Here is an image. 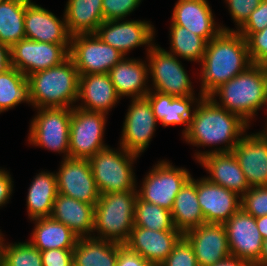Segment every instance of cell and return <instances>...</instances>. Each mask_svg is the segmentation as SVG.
Segmentation results:
<instances>
[{"mask_svg": "<svg viewBox=\"0 0 267 266\" xmlns=\"http://www.w3.org/2000/svg\"><path fill=\"white\" fill-rule=\"evenodd\" d=\"M159 266H198L192 245L183 236Z\"/></svg>", "mask_w": 267, "mask_h": 266, "instance_id": "39", "label": "cell"}, {"mask_svg": "<svg viewBox=\"0 0 267 266\" xmlns=\"http://www.w3.org/2000/svg\"><path fill=\"white\" fill-rule=\"evenodd\" d=\"M192 177L186 168H178L169 161H158L143 178L138 196L146 202L172 210L175 197Z\"/></svg>", "mask_w": 267, "mask_h": 266, "instance_id": "10", "label": "cell"}, {"mask_svg": "<svg viewBox=\"0 0 267 266\" xmlns=\"http://www.w3.org/2000/svg\"><path fill=\"white\" fill-rule=\"evenodd\" d=\"M95 34L126 56L141 45H147L146 51L150 49L154 45L155 28L145 20H110L103 21Z\"/></svg>", "mask_w": 267, "mask_h": 266, "instance_id": "14", "label": "cell"}, {"mask_svg": "<svg viewBox=\"0 0 267 266\" xmlns=\"http://www.w3.org/2000/svg\"><path fill=\"white\" fill-rule=\"evenodd\" d=\"M4 238L0 230V266H2Z\"/></svg>", "mask_w": 267, "mask_h": 266, "instance_id": "51", "label": "cell"}, {"mask_svg": "<svg viewBox=\"0 0 267 266\" xmlns=\"http://www.w3.org/2000/svg\"><path fill=\"white\" fill-rule=\"evenodd\" d=\"M266 80H267V65L265 66ZM267 126V124H266Z\"/></svg>", "mask_w": 267, "mask_h": 266, "instance_id": "52", "label": "cell"}, {"mask_svg": "<svg viewBox=\"0 0 267 266\" xmlns=\"http://www.w3.org/2000/svg\"><path fill=\"white\" fill-rule=\"evenodd\" d=\"M124 57L109 72L117 95L135 98H144L152 89L148 88V63L139 59Z\"/></svg>", "mask_w": 267, "mask_h": 266, "instance_id": "26", "label": "cell"}, {"mask_svg": "<svg viewBox=\"0 0 267 266\" xmlns=\"http://www.w3.org/2000/svg\"><path fill=\"white\" fill-rule=\"evenodd\" d=\"M56 179L60 194L94 206L100 198L88 159L63 158Z\"/></svg>", "mask_w": 267, "mask_h": 266, "instance_id": "15", "label": "cell"}, {"mask_svg": "<svg viewBox=\"0 0 267 266\" xmlns=\"http://www.w3.org/2000/svg\"><path fill=\"white\" fill-rule=\"evenodd\" d=\"M197 162L210 174L205 178L213 184L232 190L240 196L251 188L233 152H213L204 155Z\"/></svg>", "mask_w": 267, "mask_h": 266, "instance_id": "23", "label": "cell"}, {"mask_svg": "<svg viewBox=\"0 0 267 266\" xmlns=\"http://www.w3.org/2000/svg\"><path fill=\"white\" fill-rule=\"evenodd\" d=\"M215 96H219L220 103ZM208 97L249 124L257 111L267 105L265 66L252 64L243 73L221 84Z\"/></svg>", "mask_w": 267, "mask_h": 266, "instance_id": "3", "label": "cell"}, {"mask_svg": "<svg viewBox=\"0 0 267 266\" xmlns=\"http://www.w3.org/2000/svg\"><path fill=\"white\" fill-rule=\"evenodd\" d=\"M31 105L29 81L16 68L0 73V114L20 103Z\"/></svg>", "mask_w": 267, "mask_h": 266, "instance_id": "34", "label": "cell"}, {"mask_svg": "<svg viewBox=\"0 0 267 266\" xmlns=\"http://www.w3.org/2000/svg\"><path fill=\"white\" fill-rule=\"evenodd\" d=\"M170 26L171 47L168 52L190 62L201 63L208 42L187 28L175 24H171Z\"/></svg>", "mask_w": 267, "mask_h": 266, "instance_id": "35", "label": "cell"}, {"mask_svg": "<svg viewBox=\"0 0 267 266\" xmlns=\"http://www.w3.org/2000/svg\"><path fill=\"white\" fill-rule=\"evenodd\" d=\"M13 181L10 173L0 169V207L8 203L13 193Z\"/></svg>", "mask_w": 267, "mask_h": 266, "instance_id": "46", "label": "cell"}, {"mask_svg": "<svg viewBox=\"0 0 267 266\" xmlns=\"http://www.w3.org/2000/svg\"><path fill=\"white\" fill-rule=\"evenodd\" d=\"M198 95V99L194 95L174 97L150 90L145 98L150 102L152 111L158 122L164 127L184 125L185 127L182 131V135H184L189 130V123L193 116L195 106L203 97L200 92Z\"/></svg>", "mask_w": 267, "mask_h": 266, "instance_id": "24", "label": "cell"}, {"mask_svg": "<svg viewBox=\"0 0 267 266\" xmlns=\"http://www.w3.org/2000/svg\"><path fill=\"white\" fill-rule=\"evenodd\" d=\"M32 119L28 143L64 153V159L69 157V132L72 108H38Z\"/></svg>", "mask_w": 267, "mask_h": 266, "instance_id": "7", "label": "cell"}, {"mask_svg": "<svg viewBox=\"0 0 267 266\" xmlns=\"http://www.w3.org/2000/svg\"><path fill=\"white\" fill-rule=\"evenodd\" d=\"M116 266H156L154 263L145 260L138 253L130 250L126 245L119 243Z\"/></svg>", "mask_w": 267, "mask_h": 266, "instance_id": "45", "label": "cell"}, {"mask_svg": "<svg viewBox=\"0 0 267 266\" xmlns=\"http://www.w3.org/2000/svg\"><path fill=\"white\" fill-rule=\"evenodd\" d=\"M137 190L104 193L94 210L92 237L125 244L134 227Z\"/></svg>", "mask_w": 267, "mask_h": 266, "instance_id": "5", "label": "cell"}, {"mask_svg": "<svg viewBox=\"0 0 267 266\" xmlns=\"http://www.w3.org/2000/svg\"><path fill=\"white\" fill-rule=\"evenodd\" d=\"M256 224L263 239H267V215L256 218Z\"/></svg>", "mask_w": 267, "mask_h": 266, "instance_id": "49", "label": "cell"}, {"mask_svg": "<svg viewBox=\"0 0 267 266\" xmlns=\"http://www.w3.org/2000/svg\"><path fill=\"white\" fill-rule=\"evenodd\" d=\"M182 237L183 233L179 230L154 231L134 226L124 245L159 266Z\"/></svg>", "mask_w": 267, "mask_h": 266, "instance_id": "22", "label": "cell"}, {"mask_svg": "<svg viewBox=\"0 0 267 266\" xmlns=\"http://www.w3.org/2000/svg\"><path fill=\"white\" fill-rule=\"evenodd\" d=\"M80 75L69 56L61 64L27 77L31 105L38 108H73L78 102Z\"/></svg>", "mask_w": 267, "mask_h": 266, "instance_id": "4", "label": "cell"}, {"mask_svg": "<svg viewBox=\"0 0 267 266\" xmlns=\"http://www.w3.org/2000/svg\"><path fill=\"white\" fill-rule=\"evenodd\" d=\"M11 67V49L9 46L0 43V73Z\"/></svg>", "mask_w": 267, "mask_h": 266, "instance_id": "47", "label": "cell"}, {"mask_svg": "<svg viewBox=\"0 0 267 266\" xmlns=\"http://www.w3.org/2000/svg\"><path fill=\"white\" fill-rule=\"evenodd\" d=\"M79 100H81V105L75 107L108 115L121 98L117 95L109 74L97 73L80 75Z\"/></svg>", "mask_w": 267, "mask_h": 266, "instance_id": "25", "label": "cell"}, {"mask_svg": "<svg viewBox=\"0 0 267 266\" xmlns=\"http://www.w3.org/2000/svg\"><path fill=\"white\" fill-rule=\"evenodd\" d=\"M134 226L154 231L177 230L170 210L143 201L139 196L135 205Z\"/></svg>", "mask_w": 267, "mask_h": 266, "instance_id": "36", "label": "cell"}, {"mask_svg": "<svg viewBox=\"0 0 267 266\" xmlns=\"http://www.w3.org/2000/svg\"><path fill=\"white\" fill-rule=\"evenodd\" d=\"M138 157L121 146L118 150L108 146L88 159L100 195L137 190L133 163Z\"/></svg>", "mask_w": 267, "mask_h": 266, "instance_id": "6", "label": "cell"}, {"mask_svg": "<svg viewBox=\"0 0 267 266\" xmlns=\"http://www.w3.org/2000/svg\"><path fill=\"white\" fill-rule=\"evenodd\" d=\"M241 208L255 219L267 215V186L251 187L241 196Z\"/></svg>", "mask_w": 267, "mask_h": 266, "instance_id": "38", "label": "cell"}, {"mask_svg": "<svg viewBox=\"0 0 267 266\" xmlns=\"http://www.w3.org/2000/svg\"><path fill=\"white\" fill-rule=\"evenodd\" d=\"M57 194L56 174L48 171L37 174L30 184L26 198L30 220L50 217Z\"/></svg>", "mask_w": 267, "mask_h": 266, "instance_id": "31", "label": "cell"}, {"mask_svg": "<svg viewBox=\"0 0 267 266\" xmlns=\"http://www.w3.org/2000/svg\"><path fill=\"white\" fill-rule=\"evenodd\" d=\"M43 266H73V249L40 251Z\"/></svg>", "mask_w": 267, "mask_h": 266, "instance_id": "44", "label": "cell"}, {"mask_svg": "<svg viewBox=\"0 0 267 266\" xmlns=\"http://www.w3.org/2000/svg\"><path fill=\"white\" fill-rule=\"evenodd\" d=\"M107 114L72 108L69 132V157L90 159L100 150L108 147L103 137Z\"/></svg>", "mask_w": 267, "mask_h": 266, "instance_id": "9", "label": "cell"}, {"mask_svg": "<svg viewBox=\"0 0 267 266\" xmlns=\"http://www.w3.org/2000/svg\"><path fill=\"white\" fill-rule=\"evenodd\" d=\"M142 0H102L104 21L123 20L130 15Z\"/></svg>", "mask_w": 267, "mask_h": 266, "instance_id": "40", "label": "cell"}, {"mask_svg": "<svg viewBox=\"0 0 267 266\" xmlns=\"http://www.w3.org/2000/svg\"><path fill=\"white\" fill-rule=\"evenodd\" d=\"M63 16L71 36L95 33L104 21L102 0H68Z\"/></svg>", "mask_w": 267, "mask_h": 266, "instance_id": "29", "label": "cell"}, {"mask_svg": "<svg viewBox=\"0 0 267 266\" xmlns=\"http://www.w3.org/2000/svg\"><path fill=\"white\" fill-rule=\"evenodd\" d=\"M249 125L237 114L216 105L208 96H203L195 106L189 130L182 137L187 143L198 147L224 143V147L195 152V160L198 161L213 152H232Z\"/></svg>", "mask_w": 267, "mask_h": 266, "instance_id": "1", "label": "cell"}, {"mask_svg": "<svg viewBox=\"0 0 267 266\" xmlns=\"http://www.w3.org/2000/svg\"><path fill=\"white\" fill-rule=\"evenodd\" d=\"M119 243L79 237L73 249V266H116Z\"/></svg>", "mask_w": 267, "mask_h": 266, "instance_id": "32", "label": "cell"}, {"mask_svg": "<svg viewBox=\"0 0 267 266\" xmlns=\"http://www.w3.org/2000/svg\"><path fill=\"white\" fill-rule=\"evenodd\" d=\"M11 65L26 77L61 64L69 57V50L63 44L38 42L27 38L11 48Z\"/></svg>", "mask_w": 267, "mask_h": 266, "instance_id": "12", "label": "cell"}, {"mask_svg": "<svg viewBox=\"0 0 267 266\" xmlns=\"http://www.w3.org/2000/svg\"><path fill=\"white\" fill-rule=\"evenodd\" d=\"M254 266H267V239L263 240L260 259Z\"/></svg>", "mask_w": 267, "mask_h": 266, "instance_id": "50", "label": "cell"}, {"mask_svg": "<svg viewBox=\"0 0 267 266\" xmlns=\"http://www.w3.org/2000/svg\"><path fill=\"white\" fill-rule=\"evenodd\" d=\"M35 227L29 242L40 251L49 249H74L79 236L66 225L51 217L32 219Z\"/></svg>", "mask_w": 267, "mask_h": 266, "instance_id": "28", "label": "cell"}, {"mask_svg": "<svg viewBox=\"0 0 267 266\" xmlns=\"http://www.w3.org/2000/svg\"><path fill=\"white\" fill-rule=\"evenodd\" d=\"M249 56L252 64L267 65V27L252 33L247 39Z\"/></svg>", "mask_w": 267, "mask_h": 266, "instance_id": "41", "label": "cell"}, {"mask_svg": "<svg viewBox=\"0 0 267 266\" xmlns=\"http://www.w3.org/2000/svg\"><path fill=\"white\" fill-rule=\"evenodd\" d=\"M2 266H43L39 249L30 242L4 243Z\"/></svg>", "mask_w": 267, "mask_h": 266, "instance_id": "37", "label": "cell"}, {"mask_svg": "<svg viewBox=\"0 0 267 266\" xmlns=\"http://www.w3.org/2000/svg\"><path fill=\"white\" fill-rule=\"evenodd\" d=\"M250 187L267 186V127L243 136L232 150Z\"/></svg>", "mask_w": 267, "mask_h": 266, "instance_id": "17", "label": "cell"}, {"mask_svg": "<svg viewBox=\"0 0 267 266\" xmlns=\"http://www.w3.org/2000/svg\"><path fill=\"white\" fill-rule=\"evenodd\" d=\"M95 206L58 193L50 217L79 237H92Z\"/></svg>", "mask_w": 267, "mask_h": 266, "instance_id": "27", "label": "cell"}, {"mask_svg": "<svg viewBox=\"0 0 267 266\" xmlns=\"http://www.w3.org/2000/svg\"><path fill=\"white\" fill-rule=\"evenodd\" d=\"M214 20L207 0H178L173 9L171 24L187 28L207 42L222 31H235L217 24Z\"/></svg>", "mask_w": 267, "mask_h": 266, "instance_id": "21", "label": "cell"}, {"mask_svg": "<svg viewBox=\"0 0 267 266\" xmlns=\"http://www.w3.org/2000/svg\"><path fill=\"white\" fill-rule=\"evenodd\" d=\"M267 27V0H261L260 4L253 10L246 23L237 31L245 39L252 33L262 31Z\"/></svg>", "mask_w": 267, "mask_h": 266, "instance_id": "43", "label": "cell"}, {"mask_svg": "<svg viewBox=\"0 0 267 266\" xmlns=\"http://www.w3.org/2000/svg\"><path fill=\"white\" fill-rule=\"evenodd\" d=\"M69 56L79 75L106 74L125 57L95 33L71 36Z\"/></svg>", "mask_w": 267, "mask_h": 266, "instance_id": "11", "label": "cell"}, {"mask_svg": "<svg viewBox=\"0 0 267 266\" xmlns=\"http://www.w3.org/2000/svg\"><path fill=\"white\" fill-rule=\"evenodd\" d=\"M171 215L174 227L183 234L205 223L197 199L196 179L193 177L184 184L175 197Z\"/></svg>", "mask_w": 267, "mask_h": 266, "instance_id": "30", "label": "cell"}, {"mask_svg": "<svg viewBox=\"0 0 267 266\" xmlns=\"http://www.w3.org/2000/svg\"><path fill=\"white\" fill-rule=\"evenodd\" d=\"M153 91L174 97L195 95L192 82L177 56L154 44L147 50Z\"/></svg>", "mask_w": 267, "mask_h": 266, "instance_id": "8", "label": "cell"}, {"mask_svg": "<svg viewBox=\"0 0 267 266\" xmlns=\"http://www.w3.org/2000/svg\"><path fill=\"white\" fill-rule=\"evenodd\" d=\"M197 199L205 223L224 224L241 208V196L205 177L196 180Z\"/></svg>", "mask_w": 267, "mask_h": 266, "instance_id": "20", "label": "cell"}, {"mask_svg": "<svg viewBox=\"0 0 267 266\" xmlns=\"http://www.w3.org/2000/svg\"><path fill=\"white\" fill-rule=\"evenodd\" d=\"M25 37L38 42L63 44L70 51L71 35L65 17L60 20L54 13L31 2L24 15Z\"/></svg>", "mask_w": 267, "mask_h": 266, "instance_id": "19", "label": "cell"}, {"mask_svg": "<svg viewBox=\"0 0 267 266\" xmlns=\"http://www.w3.org/2000/svg\"><path fill=\"white\" fill-rule=\"evenodd\" d=\"M183 236L192 245L198 266H212L231 257L224 224L204 223Z\"/></svg>", "mask_w": 267, "mask_h": 266, "instance_id": "18", "label": "cell"}, {"mask_svg": "<svg viewBox=\"0 0 267 266\" xmlns=\"http://www.w3.org/2000/svg\"><path fill=\"white\" fill-rule=\"evenodd\" d=\"M200 65V93L208 96L252 65L246 39L237 31H222L207 43Z\"/></svg>", "mask_w": 267, "mask_h": 266, "instance_id": "2", "label": "cell"}, {"mask_svg": "<svg viewBox=\"0 0 267 266\" xmlns=\"http://www.w3.org/2000/svg\"><path fill=\"white\" fill-rule=\"evenodd\" d=\"M5 1H6V0H0V4H1V3H4Z\"/></svg>", "mask_w": 267, "mask_h": 266, "instance_id": "53", "label": "cell"}, {"mask_svg": "<svg viewBox=\"0 0 267 266\" xmlns=\"http://www.w3.org/2000/svg\"><path fill=\"white\" fill-rule=\"evenodd\" d=\"M30 0H6L0 4V43L10 48L25 37L24 15Z\"/></svg>", "mask_w": 267, "mask_h": 266, "instance_id": "33", "label": "cell"}, {"mask_svg": "<svg viewBox=\"0 0 267 266\" xmlns=\"http://www.w3.org/2000/svg\"><path fill=\"white\" fill-rule=\"evenodd\" d=\"M157 123L145 97L132 99L123 123L120 146L130 153L141 155L148 148Z\"/></svg>", "mask_w": 267, "mask_h": 266, "instance_id": "13", "label": "cell"}, {"mask_svg": "<svg viewBox=\"0 0 267 266\" xmlns=\"http://www.w3.org/2000/svg\"><path fill=\"white\" fill-rule=\"evenodd\" d=\"M232 257L255 265L261 256L263 238L256 219L240 208L224 223Z\"/></svg>", "mask_w": 267, "mask_h": 266, "instance_id": "16", "label": "cell"}, {"mask_svg": "<svg viewBox=\"0 0 267 266\" xmlns=\"http://www.w3.org/2000/svg\"><path fill=\"white\" fill-rule=\"evenodd\" d=\"M212 266H254V265L248 261L231 256L223 261L213 264Z\"/></svg>", "mask_w": 267, "mask_h": 266, "instance_id": "48", "label": "cell"}, {"mask_svg": "<svg viewBox=\"0 0 267 266\" xmlns=\"http://www.w3.org/2000/svg\"><path fill=\"white\" fill-rule=\"evenodd\" d=\"M228 10L238 31L248 20L251 12L257 8L261 0H225Z\"/></svg>", "mask_w": 267, "mask_h": 266, "instance_id": "42", "label": "cell"}]
</instances>
